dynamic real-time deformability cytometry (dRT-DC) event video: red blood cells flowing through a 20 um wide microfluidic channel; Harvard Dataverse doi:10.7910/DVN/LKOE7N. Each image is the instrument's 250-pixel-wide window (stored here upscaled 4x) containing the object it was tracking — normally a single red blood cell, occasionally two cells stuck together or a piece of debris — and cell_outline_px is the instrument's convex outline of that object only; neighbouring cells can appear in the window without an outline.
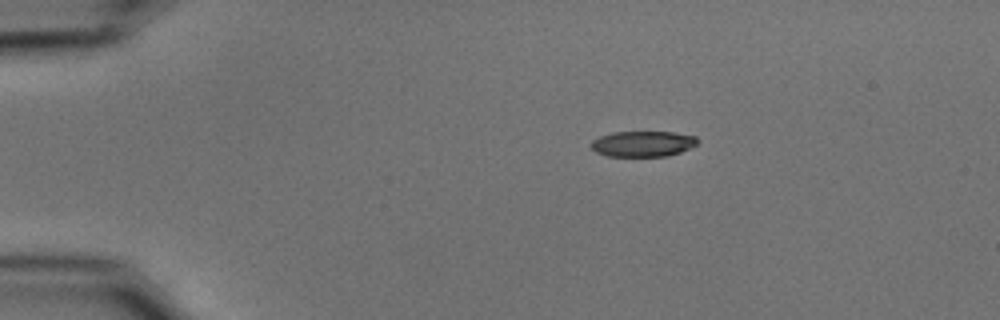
{"species": "common noctule bat (a hibernating species)", "species_latin": "Nyctalus noctula", "temperature_condition": "cold", "stored_images_in_passage": 45, "camera_frame_rate_fps": 3000, "um_per_image_px": 0.085, "animal": {"sex": "male", "body_mass_g": 15.6}, "frame": {"image": 1, "passage_image": 1, "time_ms": 0.0, "image_size_px": [1000, 320], "cell_outline_px": [[700, 140], [696, 144], [680, 152], [668, 156], [608, 156], [596, 152], [588, 144], [592, 140], [600, 136], [612, 132], [672, 132], [696, 136]], "centroid_in_image_um": [54.62, 12.22], "position_along_channel_um": 30.4, "area_um2": 15.95}}
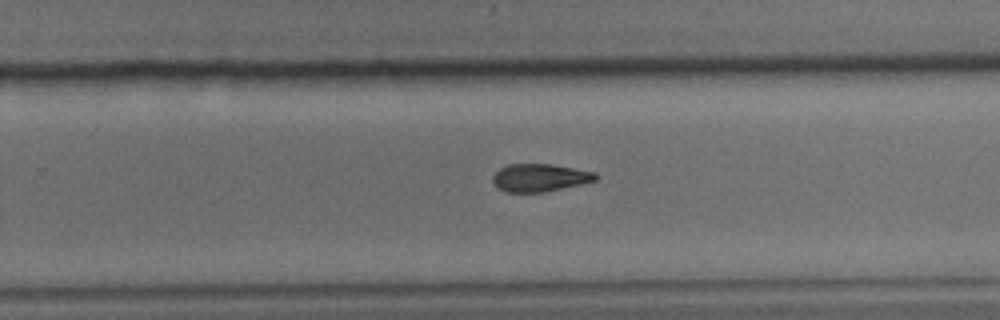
{"frame": {"image": 2, "passage_image": 26, "time_ms": 8.333, "image_size_px": [1000, 320], "cell_outline_px": [[600, 176], [596, 180], [580, 184], [544, 192], [508, 192], [500, 188], [492, 180], [492, 176], [500, 168], [508, 164], [552, 164], [596, 172]], "centroid_in_image_um": [45.92, 15.09], "position_along_channel_um": 283.9, "area_um2": 16.53}}
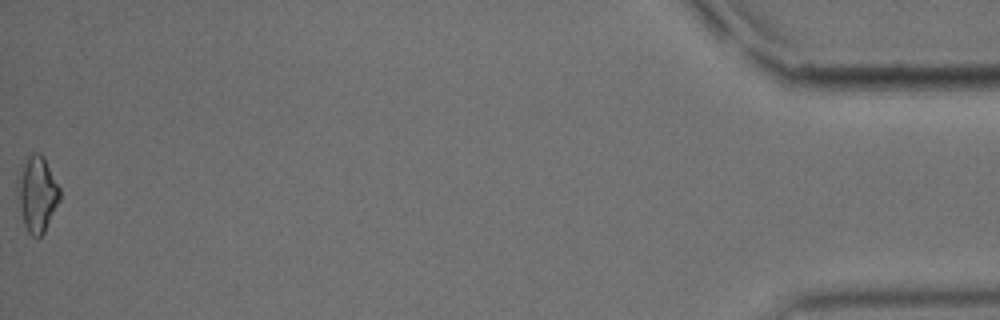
{"frame": {"image": 3, "passage_image": 45, "time_ms": 14.667, "image_size_px": [1000, 320], "cell_outline_px": [[60, 200], [44, 232], [40, 236], [32, 236], [28, 232], [24, 224], [16, 188], [16, 176], [24, 156], [32, 152], [40, 152], [44, 156], [60, 188]], "centroid_in_image_um": [3.13, 16.39], "position_along_channel_um": 432.1, "area_um2": 19.02}, "authors_computed_cell_mechanics": {"area_um2": 17.3978, "velocity_mm_per_s": 3.7553, "shape_relaxation_time_tau1_ms": 5.4609, "shape_relaxation_time_tau2_ms": 9.1814, "deformation_change_tau1": 0.1457, "deformation_change_tau2": 0.1959}}